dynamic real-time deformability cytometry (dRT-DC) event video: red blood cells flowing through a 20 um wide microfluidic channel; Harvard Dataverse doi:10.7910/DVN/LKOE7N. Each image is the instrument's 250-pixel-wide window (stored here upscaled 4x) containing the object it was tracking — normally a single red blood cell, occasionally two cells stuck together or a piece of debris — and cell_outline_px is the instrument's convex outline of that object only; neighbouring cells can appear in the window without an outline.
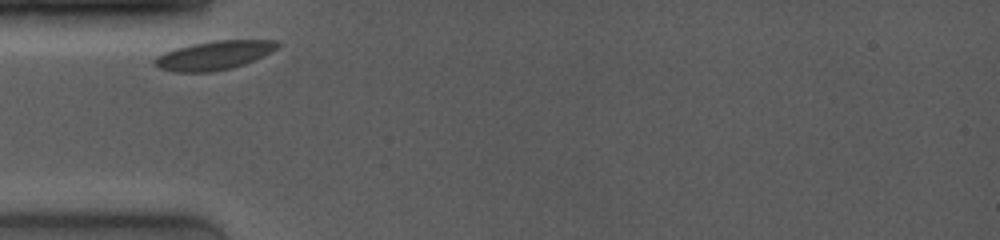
{"species": "common noctule bat (a hibernating species)", "species_latin": "Nyctalus noctula", "temperature_condition": "room temperature", "stored_images_in_passage": 2, "camera_frame_rate_fps": 4000, "um_per_image_px": 0.085, "animal": {"sex": "female", "body_mass_g": 19.0, "forearm_length_mm": 53.3}, "frame": {"image": 1, "passage_image": 1, "time_ms": 0.0, "image_size_px": [1000, 240], "cell_outline_px": [[280, 44], [276, 48], [244, 64], [232, 68], [212, 72], [176, 72], [160, 68], [152, 64], [152, 60], [156, 56], [164, 52], [176, 48], [192, 44], [216, 40], [276, 40]], "centroid_in_image_um": [18.12, 4.71], "position_along_channel_um": 66.9, "area_um2": 20.46}}